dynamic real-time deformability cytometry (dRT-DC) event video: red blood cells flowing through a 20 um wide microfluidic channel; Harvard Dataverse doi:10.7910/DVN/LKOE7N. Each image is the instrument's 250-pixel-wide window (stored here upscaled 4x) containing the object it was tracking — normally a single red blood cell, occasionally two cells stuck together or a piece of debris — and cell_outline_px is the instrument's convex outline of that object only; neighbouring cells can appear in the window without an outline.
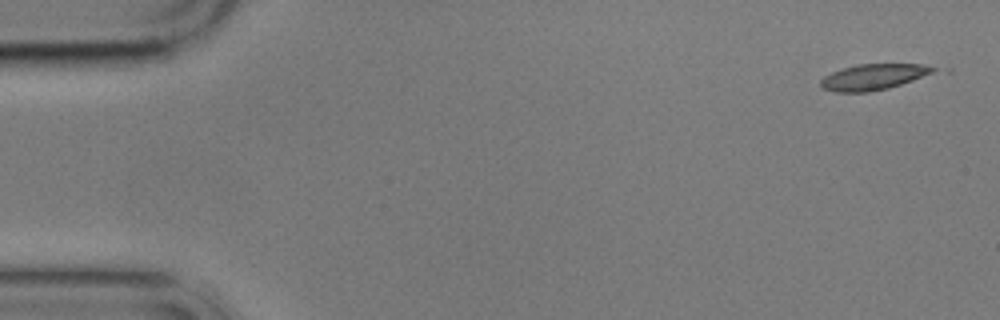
{"species": "common noctule bat (a hibernating species)", "species_latin": "Nyctalus noctula", "temperature_condition": "cold", "stored_images_in_passage": 2, "camera_frame_rate_fps": 3000, "um_per_image_px": 0.085, "animal": {"sex": "male", "body_mass_g": 17.9}, "frame": {"image": 1, "passage_image": 1, "time_ms": 0.0, "image_size_px": [1000, 320], "cell_outline_px": [[936, 68], [932, 72], [912, 80], [888, 88], [868, 92], [836, 92], [824, 88], [820, 84], [820, 80], [824, 76], [832, 72], [856, 64], [920, 64]], "centroid_in_image_um": [74.17, 6.54], "position_along_channel_um": 10.8, "area_um2": 16.59}}